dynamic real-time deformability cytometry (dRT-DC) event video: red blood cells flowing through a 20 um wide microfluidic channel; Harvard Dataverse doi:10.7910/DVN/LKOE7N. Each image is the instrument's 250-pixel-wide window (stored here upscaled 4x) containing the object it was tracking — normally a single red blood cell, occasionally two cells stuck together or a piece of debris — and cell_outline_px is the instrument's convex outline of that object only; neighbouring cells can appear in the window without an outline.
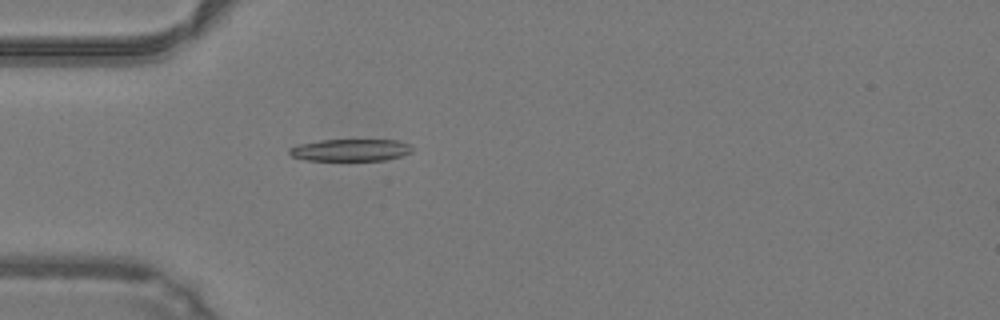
{"species": "common noctule bat (a hibernating species)", "species_latin": "Nyctalus noctula", "temperature_condition": "warm", "stored_images_in_passage": 49, "camera_frame_rate_fps": 3000, "um_per_image_px": 0.085, "animal": {"sex": "male", "body_mass_g": 19.2, "forearm_length_mm": 51.8}, "frame": {"image": 1, "passage_image": 15, "time_ms": 4.667, "image_size_px": [1000, 320], "cell_outline_px": [[412, 152], [400, 156], [384, 160], [308, 160], [292, 156], [288, 152], [288, 148], [300, 144], [320, 140], [396, 140], [408, 144], [412, 148]], "centroid_in_image_um": [29.78, 12.75], "position_along_channel_um": 55.2, "area_um2": 15.61}}
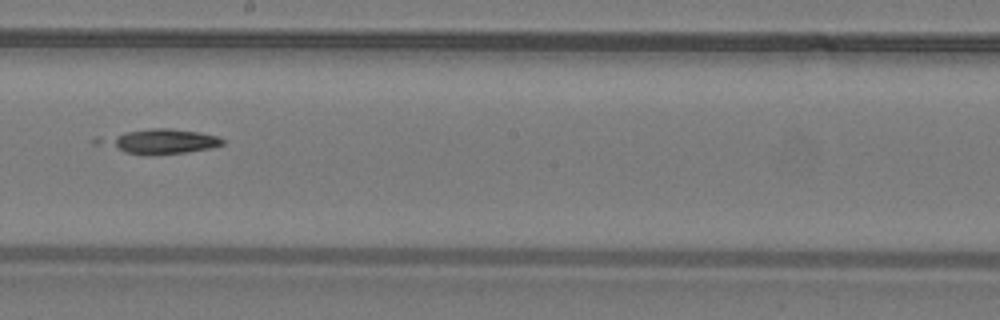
{"frame": {"image": 2, "passage_image": 28, "time_ms": 9.0, "image_size_px": [1000, 320], "cell_outline_px": [[224, 144], [208, 148], [184, 152], [148, 156], [140, 156], [92, 144], [92, 140], [96, 136], [152, 128], [168, 128], [200, 132], [216, 136], [224, 140]], "centroid_in_image_um": [13.39, 12.03], "position_along_channel_um": 234.8, "area_um2": 18.26}}
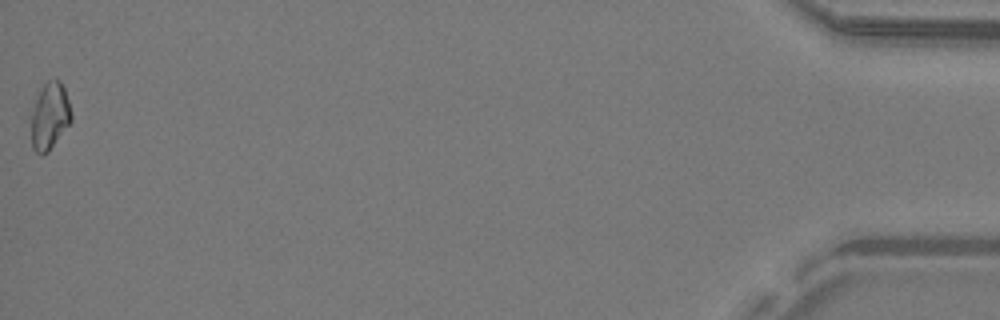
{"frame": {"image": 3, "passage_image": 49, "time_ms": 16.0, "image_size_px": [1000, 320], "cell_outline_px": [[72, 120], [48, 152], [40, 156], [32, 148], [28, 120], [28, 116], [40, 88], [48, 80], [60, 80], [64, 88], [72, 112]], "centroid_in_image_um": [4.16, 9.89], "position_along_channel_um": 431.0, "area_um2": 16.3}}